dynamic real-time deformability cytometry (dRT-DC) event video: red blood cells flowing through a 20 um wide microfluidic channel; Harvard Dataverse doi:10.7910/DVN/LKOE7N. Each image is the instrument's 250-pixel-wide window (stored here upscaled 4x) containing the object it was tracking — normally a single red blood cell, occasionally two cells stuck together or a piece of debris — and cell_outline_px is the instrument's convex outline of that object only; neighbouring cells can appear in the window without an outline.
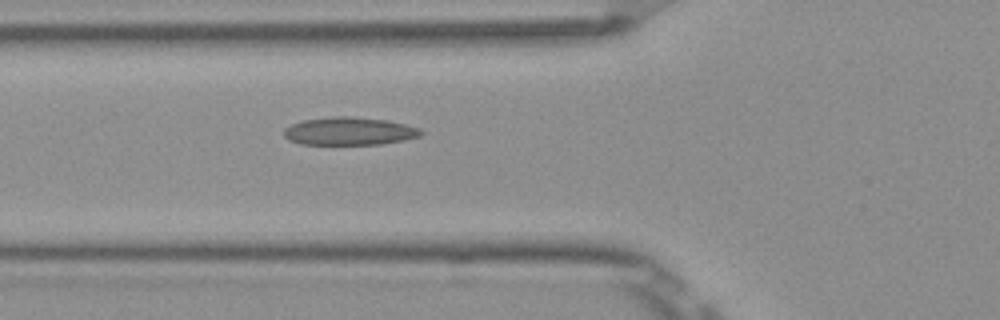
{"species": "Egyptian fruit bat (a non-hibernating species)", "species_latin": "Rousettus aegyptiacus", "temperature_condition": "room temperature", "stored_images_in_passage": 2, "camera_frame_rate_fps": 3000, "um_per_image_px": 0.085, "frame": {"image": 1, "passage_image": 2, "time_ms": 0.333, "image_size_px": [1000, 320], "cell_outline_px": [[424, 132], [420, 136], [404, 140], [380, 144], [300, 144], [288, 140], [284, 136], [284, 128], [292, 124], [304, 120], [332, 116], [352, 116], [388, 120], [420, 128]], "centroid_in_image_um": [29.69, 11.14], "position_along_channel_um": 96.1, "area_um2": 22.37}}